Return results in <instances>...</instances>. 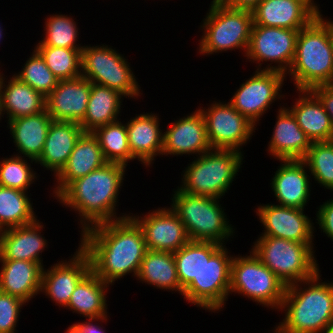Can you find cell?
I'll return each mask as SVG.
<instances>
[{"label":"cell","mask_w":333,"mask_h":333,"mask_svg":"<svg viewBox=\"0 0 333 333\" xmlns=\"http://www.w3.org/2000/svg\"><path fill=\"white\" fill-rule=\"evenodd\" d=\"M26 302L0 291V333H16L21 309Z\"/></svg>","instance_id":"b9f144b4"},{"label":"cell","mask_w":333,"mask_h":333,"mask_svg":"<svg viewBox=\"0 0 333 333\" xmlns=\"http://www.w3.org/2000/svg\"><path fill=\"white\" fill-rule=\"evenodd\" d=\"M52 118L47 110L7 121L10 137L16 147L15 155L37 161L42 154Z\"/></svg>","instance_id":"f1b7e54d"},{"label":"cell","mask_w":333,"mask_h":333,"mask_svg":"<svg viewBox=\"0 0 333 333\" xmlns=\"http://www.w3.org/2000/svg\"><path fill=\"white\" fill-rule=\"evenodd\" d=\"M92 133L97 138L107 162L127 167L130 161L136 160L129 147L126 123L117 120L98 127Z\"/></svg>","instance_id":"e575fe53"},{"label":"cell","mask_w":333,"mask_h":333,"mask_svg":"<svg viewBox=\"0 0 333 333\" xmlns=\"http://www.w3.org/2000/svg\"><path fill=\"white\" fill-rule=\"evenodd\" d=\"M252 75L240 84L228 101L257 127L260 118L273 106L271 104L285 96L282 87L287 79L285 74L270 70H255Z\"/></svg>","instance_id":"5bb4252c"},{"label":"cell","mask_w":333,"mask_h":333,"mask_svg":"<svg viewBox=\"0 0 333 333\" xmlns=\"http://www.w3.org/2000/svg\"><path fill=\"white\" fill-rule=\"evenodd\" d=\"M159 115L156 113L136 114L126 122L128 143L132 156L145 168L154 164L155 158L161 156L163 135ZM155 157V158H154Z\"/></svg>","instance_id":"603a6c76"},{"label":"cell","mask_w":333,"mask_h":333,"mask_svg":"<svg viewBox=\"0 0 333 333\" xmlns=\"http://www.w3.org/2000/svg\"><path fill=\"white\" fill-rule=\"evenodd\" d=\"M136 280L143 284L164 289V291H177L180 295L183 288L180 286L176 263L171 252L147 250L140 264Z\"/></svg>","instance_id":"d6a6232c"},{"label":"cell","mask_w":333,"mask_h":333,"mask_svg":"<svg viewBox=\"0 0 333 333\" xmlns=\"http://www.w3.org/2000/svg\"><path fill=\"white\" fill-rule=\"evenodd\" d=\"M263 232L259 236H273L298 243H313L315 224L304 209L275 203L260 204L255 208ZM265 229V230H264Z\"/></svg>","instance_id":"2e32d148"},{"label":"cell","mask_w":333,"mask_h":333,"mask_svg":"<svg viewBox=\"0 0 333 333\" xmlns=\"http://www.w3.org/2000/svg\"><path fill=\"white\" fill-rule=\"evenodd\" d=\"M194 158L183 170L178 188L192 195L223 198L245 157L243 152L233 149H211Z\"/></svg>","instance_id":"5b68a950"},{"label":"cell","mask_w":333,"mask_h":333,"mask_svg":"<svg viewBox=\"0 0 333 333\" xmlns=\"http://www.w3.org/2000/svg\"><path fill=\"white\" fill-rule=\"evenodd\" d=\"M43 222H35L0 231V260H25L37 262L43 267L42 252L48 248V241L41 234Z\"/></svg>","instance_id":"7402d4cb"},{"label":"cell","mask_w":333,"mask_h":333,"mask_svg":"<svg viewBox=\"0 0 333 333\" xmlns=\"http://www.w3.org/2000/svg\"><path fill=\"white\" fill-rule=\"evenodd\" d=\"M327 333H333V323L329 326Z\"/></svg>","instance_id":"c3c4849f"},{"label":"cell","mask_w":333,"mask_h":333,"mask_svg":"<svg viewBox=\"0 0 333 333\" xmlns=\"http://www.w3.org/2000/svg\"><path fill=\"white\" fill-rule=\"evenodd\" d=\"M218 1L230 8L253 10L262 0H218Z\"/></svg>","instance_id":"bcb514c9"},{"label":"cell","mask_w":333,"mask_h":333,"mask_svg":"<svg viewBox=\"0 0 333 333\" xmlns=\"http://www.w3.org/2000/svg\"><path fill=\"white\" fill-rule=\"evenodd\" d=\"M295 103L287 108L311 142L333 140V125L322 102L311 90H296Z\"/></svg>","instance_id":"f546056e"},{"label":"cell","mask_w":333,"mask_h":333,"mask_svg":"<svg viewBox=\"0 0 333 333\" xmlns=\"http://www.w3.org/2000/svg\"><path fill=\"white\" fill-rule=\"evenodd\" d=\"M45 60L46 66L58 80L81 76V51L62 47L35 46Z\"/></svg>","instance_id":"8d00e7d4"},{"label":"cell","mask_w":333,"mask_h":333,"mask_svg":"<svg viewBox=\"0 0 333 333\" xmlns=\"http://www.w3.org/2000/svg\"><path fill=\"white\" fill-rule=\"evenodd\" d=\"M9 77L7 79L3 71L0 72V113L3 118L7 115L6 121L38 114L46 109V98L40 92L13 74Z\"/></svg>","instance_id":"484cf974"},{"label":"cell","mask_w":333,"mask_h":333,"mask_svg":"<svg viewBox=\"0 0 333 333\" xmlns=\"http://www.w3.org/2000/svg\"><path fill=\"white\" fill-rule=\"evenodd\" d=\"M298 33L299 30L252 25L245 57L258 65L256 70L278 71L287 75L295 58ZM265 62L271 63L262 68Z\"/></svg>","instance_id":"7c38bea8"},{"label":"cell","mask_w":333,"mask_h":333,"mask_svg":"<svg viewBox=\"0 0 333 333\" xmlns=\"http://www.w3.org/2000/svg\"><path fill=\"white\" fill-rule=\"evenodd\" d=\"M101 45H84L81 51V75L91 83L118 91L125 98L138 99L143 94L128 59L112 46Z\"/></svg>","instance_id":"8fae6325"},{"label":"cell","mask_w":333,"mask_h":333,"mask_svg":"<svg viewBox=\"0 0 333 333\" xmlns=\"http://www.w3.org/2000/svg\"><path fill=\"white\" fill-rule=\"evenodd\" d=\"M87 321L75 322L67 327L64 333H106L101 322H107L108 316L86 319ZM95 322V323H94ZM98 322V323H97ZM100 322V323H99Z\"/></svg>","instance_id":"ee69618b"},{"label":"cell","mask_w":333,"mask_h":333,"mask_svg":"<svg viewBox=\"0 0 333 333\" xmlns=\"http://www.w3.org/2000/svg\"><path fill=\"white\" fill-rule=\"evenodd\" d=\"M201 111L209 144L212 149H233L240 152L256 132L255 125L237 111L229 102L212 101Z\"/></svg>","instance_id":"4fadbf2b"},{"label":"cell","mask_w":333,"mask_h":333,"mask_svg":"<svg viewBox=\"0 0 333 333\" xmlns=\"http://www.w3.org/2000/svg\"><path fill=\"white\" fill-rule=\"evenodd\" d=\"M277 112L266 151L277 160H303L312 142L287 107L282 105Z\"/></svg>","instance_id":"cb8c5ba5"},{"label":"cell","mask_w":333,"mask_h":333,"mask_svg":"<svg viewBox=\"0 0 333 333\" xmlns=\"http://www.w3.org/2000/svg\"><path fill=\"white\" fill-rule=\"evenodd\" d=\"M172 195L170 207L184 223L190 241L226 245L225 240L233 239L236 229L220 204L221 198L188 194L178 187Z\"/></svg>","instance_id":"8992f818"},{"label":"cell","mask_w":333,"mask_h":333,"mask_svg":"<svg viewBox=\"0 0 333 333\" xmlns=\"http://www.w3.org/2000/svg\"><path fill=\"white\" fill-rule=\"evenodd\" d=\"M124 96L107 86L91 83V93L83 121L84 132H93L101 126L121 120Z\"/></svg>","instance_id":"1f68e13d"},{"label":"cell","mask_w":333,"mask_h":333,"mask_svg":"<svg viewBox=\"0 0 333 333\" xmlns=\"http://www.w3.org/2000/svg\"><path fill=\"white\" fill-rule=\"evenodd\" d=\"M150 211L140 216L130 213L143 231L147 250L174 253L190 241L184 223L171 207Z\"/></svg>","instance_id":"9a60e30c"},{"label":"cell","mask_w":333,"mask_h":333,"mask_svg":"<svg viewBox=\"0 0 333 333\" xmlns=\"http://www.w3.org/2000/svg\"><path fill=\"white\" fill-rule=\"evenodd\" d=\"M80 236L78 246L103 282L112 286L128 274L136 277L147 248L143 231L131 216L93 226Z\"/></svg>","instance_id":"6da1fadb"},{"label":"cell","mask_w":333,"mask_h":333,"mask_svg":"<svg viewBox=\"0 0 333 333\" xmlns=\"http://www.w3.org/2000/svg\"><path fill=\"white\" fill-rule=\"evenodd\" d=\"M226 247L215 242H204L202 270L183 289L182 297L185 301L211 313H218L221 309L223 311L229 297L231 262L234 256L230 255Z\"/></svg>","instance_id":"ba28073f"},{"label":"cell","mask_w":333,"mask_h":333,"mask_svg":"<svg viewBox=\"0 0 333 333\" xmlns=\"http://www.w3.org/2000/svg\"><path fill=\"white\" fill-rule=\"evenodd\" d=\"M0 291L27 304L41 291L43 266L25 260H0Z\"/></svg>","instance_id":"83f0119b"},{"label":"cell","mask_w":333,"mask_h":333,"mask_svg":"<svg viewBox=\"0 0 333 333\" xmlns=\"http://www.w3.org/2000/svg\"><path fill=\"white\" fill-rule=\"evenodd\" d=\"M28 159L29 158L25 159V157L15 154L8 158H1L0 186L28 192L29 187L33 183L35 184L38 178V174L34 171L33 167H31V163L36 164V161Z\"/></svg>","instance_id":"f35d334b"},{"label":"cell","mask_w":333,"mask_h":333,"mask_svg":"<svg viewBox=\"0 0 333 333\" xmlns=\"http://www.w3.org/2000/svg\"><path fill=\"white\" fill-rule=\"evenodd\" d=\"M91 82L82 75L73 79L59 80L58 85L46 97V110L53 121L80 124L87 110Z\"/></svg>","instance_id":"ffe728a7"},{"label":"cell","mask_w":333,"mask_h":333,"mask_svg":"<svg viewBox=\"0 0 333 333\" xmlns=\"http://www.w3.org/2000/svg\"><path fill=\"white\" fill-rule=\"evenodd\" d=\"M288 75L296 90L333 84V21L319 14L299 30ZM291 76V77H290Z\"/></svg>","instance_id":"277c9868"},{"label":"cell","mask_w":333,"mask_h":333,"mask_svg":"<svg viewBox=\"0 0 333 333\" xmlns=\"http://www.w3.org/2000/svg\"><path fill=\"white\" fill-rule=\"evenodd\" d=\"M44 37L36 46L62 47L82 51L84 45L77 44L79 39L78 23L72 16L53 13L46 16ZM79 31V32H78Z\"/></svg>","instance_id":"d590c367"},{"label":"cell","mask_w":333,"mask_h":333,"mask_svg":"<svg viewBox=\"0 0 333 333\" xmlns=\"http://www.w3.org/2000/svg\"><path fill=\"white\" fill-rule=\"evenodd\" d=\"M63 261H57L48 269L43 268L41 291L55 302L59 308H65L78 283L91 271L89 255L79 246L74 254Z\"/></svg>","instance_id":"e0dca14e"},{"label":"cell","mask_w":333,"mask_h":333,"mask_svg":"<svg viewBox=\"0 0 333 333\" xmlns=\"http://www.w3.org/2000/svg\"><path fill=\"white\" fill-rule=\"evenodd\" d=\"M126 169L125 165L108 162L72 181L56 197L62 206L70 207V211L78 214L80 234L93 226L130 216V212L120 213L119 216L116 212Z\"/></svg>","instance_id":"7a4b0ae2"},{"label":"cell","mask_w":333,"mask_h":333,"mask_svg":"<svg viewBox=\"0 0 333 333\" xmlns=\"http://www.w3.org/2000/svg\"><path fill=\"white\" fill-rule=\"evenodd\" d=\"M317 209L315 217L318 229L333 241V199L323 202Z\"/></svg>","instance_id":"7bdbcfd3"},{"label":"cell","mask_w":333,"mask_h":333,"mask_svg":"<svg viewBox=\"0 0 333 333\" xmlns=\"http://www.w3.org/2000/svg\"><path fill=\"white\" fill-rule=\"evenodd\" d=\"M84 133L80 124L75 122L52 121L44 148L36 164L50 170L55 177L65 166L75 145Z\"/></svg>","instance_id":"4316f807"},{"label":"cell","mask_w":333,"mask_h":333,"mask_svg":"<svg viewBox=\"0 0 333 333\" xmlns=\"http://www.w3.org/2000/svg\"><path fill=\"white\" fill-rule=\"evenodd\" d=\"M28 192L0 186V231L31 224L38 218Z\"/></svg>","instance_id":"836d02e7"},{"label":"cell","mask_w":333,"mask_h":333,"mask_svg":"<svg viewBox=\"0 0 333 333\" xmlns=\"http://www.w3.org/2000/svg\"><path fill=\"white\" fill-rule=\"evenodd\" d=\"M202 21L199 29L203 35L197 45V53L207 57L236 49L243 50L245 57L253 25L251 10L230 8L212 0Z\"/></svg>","instance_id":"52a82bcc"},{"label":"cell","mask_w":333,"mask_h":333,"mask_svg":"<svg viewBox=\"0 0 333 333\" xmlns=\"http://www.w3.org/2000/svg\"><path fill=\"white\" fill-rule=\"evenodd\" d=\"M177 277L184 289L202 270L204 262V242L189 241L182 248L173 253Z\"/></svg>","instance_id":"60d3db41"},{"label":"cell","mask_w":333,"mask_h":333,"mask_svg":"<svg viewBox=\"0 0 333 333\" xmlns=\"http://www.w3.org/2000/svg\"><path fill=\"white\" fill-rule=\"evenodd\" d=\"M20 81L40 92L45 98L58 85V78L46 66L45 60L34 48L19 72L13 74Z\"/></svg>","instance_id":"ab89813d"},{"label":"cell","mask_w":333,"mask_h":333,"mask_svg":"<svg viewBox=\"0 0 333 333\" xmlns=\"http://www.w3.org/2000/svg\"><path fill=\"white\" fill-rule=\"evenodd\" d=\"M109 287L91 270L76 286L66 310L85 319L109 316L106 299Z\"/></svg>","instance_id":"4dcf8cb0"},{"label":"cell","mask_w":333,"mask_h":333,"mask_svg":"<svg viewBox=\"0 0 333 333\" xmlns=\"http://www.w3.org/2000/svg\"><path fill=\"white\" fill-rule=\"evenodd\" d=\"M250 249L286 287L314 277L319 271L314 243H298L273 236H259Z\"/></svg>","instance_id":"9c48e42d"},{"label":"cell","mask_w":333,"mask_h":333,"mask_svg":"<svg viewBox=\"0 0 333 333\" xmlns=\"http://www.w3.org/2000/svg\"><path fill=\"white\" fill-rule=\"evenodd\" d=\"M280 166L270 180L278 205L306 209L312 183L309 169L303 160H279ZM308 172V173H307Z\"/></svg>","instance_id":"44dd1931"},{"label":"cell","mask_w":333,"mask_h":333,"mask_svg":"<svg viewBox=\"0 0 333 333\" xmlns=\"http://www.w3.org/2000/svg\"><path fill=\"white\" fill-rule=\"evenodd\" d=\"M108 163L97 138L84 132L78 139L63 169L54 177L53 197H57L72 181L86 176Z\"/></svg>","instance_id":"d4e9b609"},{"label":"cell","mask_w":333,"mask_h":333,"mask_svg":"<svg viewBox=\"0 0 333 333\" xmlns=\"http://www.w3.org/2000/svg\"><path fill=\"white\" fill-rule=\"evenodd\" d=\"M320 273L286 287L278 310L285 311L284 317L274 326L278 333L328 332L333 323V280L322 282Z\"/></svg>","instance_id":"3957f363"},{"label":"cell","mask_w":333,"mask_h":333,"mask_svg":"<svg viewBox=\"0 0 333 333\" xmlns=\"http://www.w3.org/2000/svg\"><path fill=\"white\" fill-rule=\"evenodd\" d=\"M250 255H235L231 262L229 296L233 292L256 305L280 310L286 285L250 250Z\"/></svg>","instance_id":"30bf717a"},{"label":"cell","mask_w":333,"mask_h":333,"mask_svg":"<svg viewBox=\"0 0 333 333\" xmlns=\"http://www.w3.org/2000/svg\"><path fill=\"white\" fill-rule=\"evenodd\" d=\"M311 91L322 102L324 109L329 115L333 125V84L318 85L313 87Z\"/></svg>","instance_id":"f6af8a7d"},{"label":"cell","mask_w":333,"mask_h":333,"mask_svg":"<svg viewBox=\"0 0 333 333\" xmlns=\"http://www.w3.org/2000/svg\"><path fill=\"white\" fill-rule=\"evenodd\" d=\"M170 126V127H169ZM163 135L162 155L199 156L209 150L211 146L207 138L205 121L201 111L196 108L187 116L174 119Z\"/></svg>","instance_id":"d6986e66"},{"label":"cell","mask_w":333,"mask_h":333,"mask_svg":"<svg viewBox=\"0 0 333 333\" xmlns=\"http://www.w3.org/2000/svg\"><path fill=\"white\" fill-rule=\"evenodd\" d=\"M311 179L322 188L333 191V140L312 142L303 159Z\"/></svg>","instance_id":"74e56055"},{"label":"cell","mask_w":333,"mask_h":333,"mask_svg":"<svg viewBox=\"0 0 333 333\" xmlns=\"http://www.w3.org/2000/svg\"><path fill=\"white\" fill-rule=\"evenodd\" d=\"M314 0H262L252 11L253 25L300 30L322 10Z\"/></svg>","instance_id":"ac0fdd59"},{"label":"cell","mask_w":333,"mask_h":333,"mask_svg":"<svg viewBox=\"0 0 333 333\" xmlns=\"http://www.w3.org/2000/svg\"><path fill=\"white\" fill-rule=\"evenodd\" d=\"M1 24V23H0ZM5 29H3L2 25H0V43H1V40L2 38L5 36V34H3ZM4 35V36H3Z\"/></svg>","instance_id":"7dc6e473"}]
</instances>
